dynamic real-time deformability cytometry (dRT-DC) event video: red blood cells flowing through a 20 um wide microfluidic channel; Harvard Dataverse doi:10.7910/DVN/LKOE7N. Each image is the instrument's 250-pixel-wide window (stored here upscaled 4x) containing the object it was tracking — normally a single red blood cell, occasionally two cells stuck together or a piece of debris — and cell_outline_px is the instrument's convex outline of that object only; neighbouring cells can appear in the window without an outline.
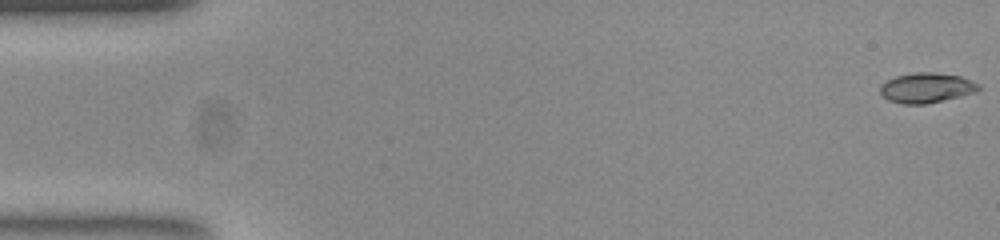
{"species": "common noctule bat (a hibernating species)", "species_latin": "Nyctalus noctula", "temperature_condition": "room temperature", "stored_images_in_passage": 54, "camera_frame_rate_fps": 3000, "um_per_image_px": 0.085, "animal": {"sex": "female", "body_mass_g": 23.0, "forearm_length_mm": 53.4}, "frame": {"image": 1, "passage_image": 1, "time_ms": 0.0, "image_size_px": [1000, 240], "cell_outline_px": [[980, 88], [976, 92], [960, 96], [924, 104], [904, 104], [888, 100], [880, 92], [880, 84], [896, 76], [916, 72], [932, 72], [960, 76], [972, 80], [980, 84]], "centroid_in_image_um": [78.76, 7.46], "position_along_channel_um": 6.2, "area_um2": 17.11}}
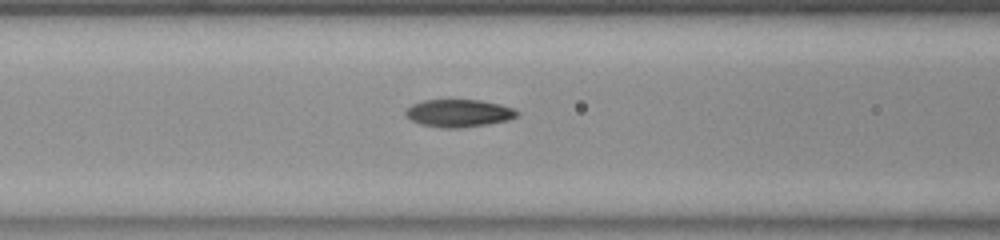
{"frame": {"image": 2, "passage_image": 22, "time_ms": 7.0, "image_size_px": [1000, 240], "cell_outline_px": [[520, 112], [516, 116], [508, 120], [460, 128], [440, 128], [420, 124], [404, 116], [404, 112], [412, 104], [424, 100], [480, 100], [500, 104], [512, 108]], "centroid_in_image_um": [38.96, 9.62], "position_along_channel_um": 127.6, "area_um2": 17.86}}
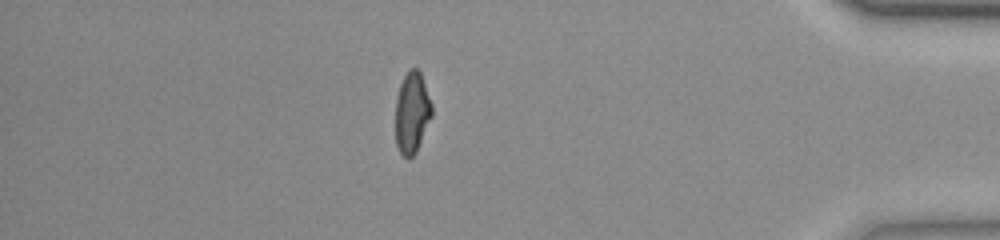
{"frame": {"image": 3, "passage_image": 47, "time_ms": 15.333, "image_size_px": [1000, 240], "cell_outline_px": [[432, 116], [416, 152], [408, 160], [400, 152], [396, 144], [396, 100], [400, 84], [408, 68], [416, 68], [420, 72], [432, 104]], "centroid_in_image_um": [35.02, 9.57], "position_along_channel_um": 400.2, "area_um2": 17.17}, "authors_computed_cell_mechanics": {"area_um2": 17.629, "velocity_mm_per_s": 3.7895, "shape_relaxation_time_tau1_ms": 3.5509, "shape_relaxation_time_tau2_ms": 1.8528, "deformation_change_tau1": 0.1743, "deformation_change_tau2": 0.0734}}